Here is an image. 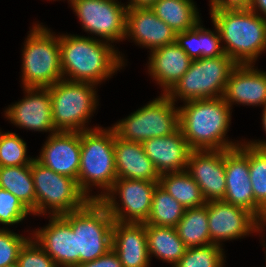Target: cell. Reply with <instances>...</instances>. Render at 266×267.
Listing matches in <instances>:
<instances>
[{
    "label": "cell",
    "mask_w": 266,
    "mask_h": 267,
    "mask_svg": "<svg viewBox=\"0 0 266 267\" xmlns=\"http://www.w3.org/2000/svg\"><path fill=\"white\" fill-rule=\"evenodd\" d=\"M224 253L223 247L216 244L189 247L174 267H224Z\"/></svg>",
    "instance_id": "cell-33"
},
{
    "label": "cell",
    "mask_w": 266,
    "mask_h": 267,
    "mask_svg": "<svg viewBox=\"0 0 266 267\" xmlns=\"http://www.w3.org/2000/svg\"><path fill=\"white\" fill-rule=\"evenodd\" d=\"M74 267H122L117 253L110 249L106 254L96 260L80 263Z\"/></svg>",
    "instance_id": "cell-38"
},
{
    "label": "cell",
    "mask_w": 266,
    "mask_h": 267,
    "mask_svg": "<svg viewBox=\"0 0 266 267\" xmlns=\"http://www.w3.org/2000/svg\"><path fill=\"white\" fill-rule=\"evenodd\" d=\"M249 174L255 199V217L266 227V148L249 144Z\"/></svg>",
    "instance_id": "cell-31"
},
{
    "label": "cell",
    "mask_w": 266,
    "mask_h": 267,
    "mask_svg": "<svg viewBox=\"0 0 266 267\" xmlns=\"http://www.w3.org/2000/svg\"><path fill=\"white\" fill-rule=\"evenodd\" d=\"M186 171L199 185L206 202L224 199L225 150H192Z\"/></svg>",
    "instance_id": "cell-16"
},
{
    "label": "cell",
    "mask_w": 266,
    "mask_h": 267,
    "mask_svg": "<svg viewBox=\"0 0 266 267\" xmlns=\"http://www.w3.org/2000/svg\"><path fill=\"white\" fill-rule=\"evenodd\" d=\"M158 184L159 182L154 181L117 178L99 201L116 222L145 223L150 215L153 192Z\"/></svg>",
    "instance_id": "cell-11"
},
{
    "label": "cell",
    "mask_w": 266,
    "mask_h": 267,
    "mask_svg": "<svg viewBox=\"0 0 266 267\" xmlns=\"http://www.w3.org/2000/svg\"><path fill=\"white\" fill-rule=\"evenodd\" d=\"M80 144L78 186L89 200H100L117 179L114 130L112 127L93 126V129L80 132ZM93 186L102 191L92 195Z\"/></svg>",
    "instance_id": "cell-4"
},
{
    "label": "cell",
    "mask_w": 266,
    "mask_h": 267,
    "mask_svg": "<svg viewBox=\"0 0 266 267\" xmlns=\"http://www.w3.org/2000/svg\"><path fill=\"white\" fill-rule=\"evenodd\" d=\"M61 216L76 235L80 263L96 260L112 249L114 219L99 200H90L83 208Z\"/></svg>",
    "instance_id": "cell-7"
},
{
    "label": "cell",
    "mask_w": 266,
    "mask_h": 267,
    "mask_svg": "<svg viewBox=\"0 0 266 267\" xmlns=\"http://www.w3.org/2000/svg\"><path fill=\"white\" fill-rule=\"evenodd\" d=\"M112 249L117 253L122 267H150L145 223L114 221Z\"/></svg>",
    "instance_id": "cell-22"
},
{
    "label": "cell",
    "mask_w": 266,
    "mask_h": 267,
    "mask_svg": "<svg viewBox=\"0 0 266 267\" xmlns=\"http://www.w3.org/2000/svg\"><path fill=\"white\" fill-rule=\"evenodd\" d=\"M27 147L18 134L0 130V167L31 164L35 158L27 155Z\"/></svg>",
    "instance_id": "cell-34"
},
{
    "label": "cell",
    "mask_w": 266,
    "mask_h": 267,
    "mask_svg": "<svg viewBox=\"0 0 266 267\" xmlns=\"http://www.w3.org/2000/svg\"><path fill=\"white\" fill-rule=\"evenodd\" d=\"M142 144L145 154L152 161L159 175L187 169L192 149L180 128L170 135L153 137Z\"/></svg>",
    "instance_id": "cell-21"
},
{
    "label": "cell",
    "mask_w": 266,
    "mask_h": 267,
    "mask_svg": "<svg viewBox=\"0 0 266 267\" xmlns=\"http://www.w3.org/2000/svg\"><path fill=\"white\" fill-rule=\"evenodd\" d=\"M255 64H237L231 71L223 95L225 102L247 106H266V71Z\"/></svg>",
    "instance_id": "cell-20"
},
{
    "label": "cell",
    "mask_w": 266,
    "mask_h": 267,
    "mask_svg": "<svg viewBox=\"0 0 266 267\" xmlns=\"http://www.w3.org/2000/svg\"><path fill=\"white\" fill-rule=\"evenodd\" d=\"M209 13L225 54L236 64H255L266 51V18L250 9L210 10Z\"/></svg>",
    "instance_id": "cell-3"
},
{
    "label": "cell",
    "mask_w": 266,
    "mask_h": 267,
    "mask_svg": "<svg viewBox=\"0 0 266 267\" xmlns=\"http://www.w3.org/2000/svg\"><path fill=\"white\" fill-rule=\"evenodd\" d=\"M36 194V215L60 216L83 208L90 200L77 180L60 175L36 159L31 163Z\"/></svg>",
    "instance_id": "cell-9"
},
{
    "label": "cell",
    "mask_w": 266,
    "mask_h": 267,
    "mask_svg": "<svg viewBox=\"0 0 266 267\" xmlns=\"http://www.w3.org/2000/svg\"><path fill=\"white\" fill-rule=\"evenodd\" d=\"M210 10L249 9L251 0H209Z\"/></svg>",
    "instance_id": "cell-39"
},
{
    "label": "cell",
    "mask_w": 266,
    "mask_h": 267,
    "mask_svg": "<svg viewBox=\"0 0 266 267\" xmlns=\"http://www.w3.org/2000/svg\"><path fill=\"white\" fill-rule=\"evenodd\" d=\"M263 112H262V123L261 124H263L262 126V128H263V130L265 131V134H266V106H264V108H263V110H262ZM246 142L248 143V144H251L252 146H255V147H260V148H266V140H246Z\"/></svg>",
    "instance_id": "cell-41"
},
{
    "label": "cell",
    "mask_w": 266,
    "mask_h": 267,
    "mask_svg": "<svg viewBox=\"0 0 266 267\" xmlns=\"http://www.w3.org/2000/svg\"><path fill=\"white\" fill-rule=\"evenodd\" d=\"M70 5L84 32L112 44L124 40L128 7L121 1L73 0Z\"/></svg>",
    "instance_id": "cell-12"
},
{
    "label": "cell",
    "mask_w": 266,
    "mask_h": 267,
    "mask_svg": "<svg viewBox=\"0 0 266 267\" xmlns=\"http://www.w3.org/2000/svg\"><path fill=\"white\" fill-rule=\"evenodd\" d=\"M201 21L190 30L176 33L175 43L191 58H211L226 55L217 27L209 30L201 25Z\"/></svg>",
    "instance_id": "cell-25"
},
{
    "label": "cell",
    "mask_w": 266,
    "mask_h": 267,
    "mask_svg": "<svg viewBox=\"0 0 266 267\" xmlns=\"http://www.w3.org/2000/svg\"><path fill=\"white\" fill-rule=\"evenodd\" d=\"M205 206L212 244L223 247L225 241L241 239L255 232L262 235L266 229L251 212L224 200L208 201Z\"/></svg>",
    "instance_id": "cell-13"
},
{
    "label": "cell",
    "mask_w": 266,
    "mask_h": 267,
    "mask_svg": "<svg viewBox=\"0 0 266 267\" xmlns=\"http://www.w3.org/2000/svg\"><path fill=\"white\" fill-rule=\"evenodd\" d=\"M159 185L185 209L201 207L206 203L199 185L186 170L161 174Z\"/></svg>",
    "instance_id": "cell-29"
},
{
    "label": "cell",
    "mask_w": 266,
    "mask_h": 267,
    "mask_svg": "<svg viewBox=\"0 0 266 267\" xmlns=\"http://www.w3.org/2000/svg\"><path fill=\"white\" fill-rule=\"evenodd\" d=\"M166 94L117 121L112 128L122 140L143 143L153 137L174 133L179 128V109Z\"/></svg>",
    "instance_id": "cell-10"
},
{
    "label": "cell",
    "mask_w": 266,
    "mask_h": 267,
    "mask_svg": "<svg viewBox=\"0 0 266 267\" xmlns=\"http://www.w3.org/2000/svg\"><path fill=\"white\" fill-rule=\"evenodd\" d=\"M96 87V84L90 82L66 79L48 87L56 131L82 132L93 129L87 123L91 122L90 119L99 106Z\"/></svg>",
    "instance_id": "cell-6"
},
{
    "label": "cell",
    "mask_w": 266,
    "mask_h": 267,
    "mask_svg": "<svg viewBox=\"0 0 266 267\" xmlns=\"http://www.w3.org/2000/svg\"><path fill=\"white\" fill-rule=\"evenodd\" d=\"M25 97L9 105L4 116L13 125L38 132H57L52 118V103L48 88L23 87Z\"/></svg>",
    "instance_id": "cell-14"
},
{
    "label": "cell",
    "mask_w": 266,
    "mask_h": 267,
    "mask_svg": "<svg viewBox=\"0 0 266 267\" xmlns=\"http://www.w3.org/2000/svg\"><path fill=\"white\" fill-rule=\"evenodd\" d=\"M114 159L117 178L159 182L160 175L145 154L143 144L122 140L114 132Z\"/></svg>",
    "instance_id": "cell-24"
},
{
    "label": "cell",
    "mask_w": 266,
    "mask_h": 267,
    "mask_svg": "<svg viewBox=\"0 0 266 267\" xmlns=\"http://www.w3.org/2000/svg\"><path fill=\"white\" fill-rule=\"evenodd\" d=\"M32 213L9 191L0 188V224L15 225Z\"/></svg>",
    "instance_id": "cell-36"
},
{
    "label": "cell",
    "mask_w": 266,
    "mask_h": 267,
    "mask_svg": "<svg viewBox=\"0 0 266 267\" xmlns=\"http://www.w3.org/2000/svg\"><path fill=\"white\" fill-rule=\"evenodd\" d=\"M52 1V0H51ZM53 1H56V0H53ZM73 0H68L69 4L72 2Z\"/></svg>",
    "instance_id": "cell-44"
},
{
    "label": "cell",
    "mask_w": 266,
    "mask_h": 267,
    "mask_svg": "<svg viewBox=\"0 0 266 267\" xmlns=\"http://www.w3.org/2000/svg\"><path fill=\"white\" fill-rule=\"evenodd\" d=\"M157 0H128L127 7H151Z\"/></svg>",
    "instance_id": "cell-42"
},
{
    "label": "cell",
    "mask_w": 266,
    "mask_h": 267,
    "mask_svg": "<svg viewBox=\"0 0 266 267\" xmlns=\"http://www.w3.org/2000/svg\"><path fill=\"white\" fill-rule=\"evenodd\" d=\"M17 263L19 267H58L32 237L21 248Z\"/></svg>",
    "instance_id": "cell-37"
},
{
    "label": "cell",
    "mask_w": 266,
    "mask_h": 267,
    "mask_svg": "<svg viewBox=\"0 0 266 267\" xmlns=\"http://www.w3.org/2000/svg\"><path fill=\"white\" fill-rule=\"evenodd\" d=\"M175 228L187 248L212 244L209 234L208 212L205 205L185 209L183 217Z\"/></svg>",
    "instance_id": "cell-30"
},
{
    "label": "cell",
    "mask_w": 266,
    "mask_h": 267,
    "mask_svg": "<svg viewBox=\"0 0 266 267\" xmlns=\"http://www.w3.org/2000/svg\"><path fill=\"white\" fill-rule=\"evenodd\" d=\"M150 258L155 257L174 267L184 256L186 246L175 227L145 224Z\"/></svg>",
    "instance_id": "cell-26"
},
{
    "label": "cell",
    "mask_w": 266,
    "mask_h": 267,
    "mask_svg": "<svg viewBox=\"0 0 266 267\" xmlns=\"http://www.w3.org/2000/svg\"><path fill=\"white\" fill-rule=\"evenodd\" d=\"M80 154V132L57 131L48 135L34 158L54 172L78 180Z\"/></svg>",
    "instance_id": "cell-19"
},
{
    "label": "cell",
    "mask_w": 266,
    "mask_h": 267,
    "mask_svg": "<svg viewBox=\"0 0 266 267\" xmlns=\"http://www.w3.org/2000/svg\"><path fill=\"white\" fill-rule=\"evenodd\" d=\"M59 44L61 71L66 80L98 85L126 64L114 44L97 37L61 34Z\"/></svg>",
    "instance_id": "cell-1"
},
{
    "label": "cell",
    "mask_w": 266,
    "mask_h": 267,
    "mask_svg": "<svg viewBox=\"0 0 266 267\" xmlns=\"http://www.w3.org/2000/svg\"><path fill=\"white\" fill-rule=\"evenodd\" d=\"M184 212L185 208L158 184L153 192L152 207L145 224L176 227Z\"/></svg>",
    "instance_id": "cell-32"
},
{
    "label": "cell",
    "mask_w": 266,
    "mask_h": 267,
    "mask_svg": "<svg viewBox=\"0 0 266 267\" xmlns=\"http://www.w3.org/2000/svg\"><path fill=\"white\" fill-rule=\"evenodd\" d=\"M49 223L33 230L31 237L54 260L58 267H74L80 264L76 235L71 225L60 216H48Z\"/></svg>",
    "instance_id": "cell-18"
},
{
    "label": "cell",
    "mask_w": 266,
    "mask_h": 267,
    "mask_svg": "<svg viewBox=\"0 0 266 267\" xmlns=\"http://www.w3.org/2000/svg\"><path fill=\"white\" fill-rule=\"evenodd\" d=\"M179 109V128L192 150H228L242 141L226 137L232 109L223 97L183 102Z\"/></svg>",
    "instance_id": "cell-2"
},
{
    "label": "cell",
    "mask_w": 266,
    "mask_h": 267,
    "mask_svg": "<svg viewBox=\"0 0 266 267\" xmlns=\"http://www.w3.org/2000/svg\"><path fill=\"white\" fill-rule=\"evenodd\" d=\"M249 9L257 15L266 18V0H251Z\"/></svg>",
    "instance_id": "cell-40"
},
{
    "label": "cell",
    "mask_w": 266,
    "mask_h": 267,
    "mask_svg": "<svg viewBox=\"0 0 266 267\" xmlns=\"http://www.w3.org/2000/svg\"><path fill=\"white\" fill-rule=\"evenodd\" d=\"M31 238L15 233L8 227L0 228V267L17 263L19 252Z\"/></svg>",
    "instance_id": "cell-35"
},
{
    "label": "cell",
    "mask_w": 266,
    "mask_h": 267,
    "mask_svg": "<svg viewBox=\"0 0 266 267\" xmlns=\"http://www.w3.org/2000/svg\"><path fill=\"white\" fill-rule=\"evenodd\" d=\"M236 65L227 55L192 60L189 69L166 95L176 103L223 97Z\"/></svg>",
    "instance_id": "cell-8"
},
{
    "label": "cell",
    "mask_w": 266,
    "mask_h": 267,
    "mask_svg": "<svg viewBox=\"0 0 266 267\" xmlns=\"http://www.w3.org/2000/svg\"><path fill=\"white\" fill-rule=\"evenodd\" d=\"M126 38L151 52L175 43L176 33L150 7H128L124 39Z\"/></svg>",
    "instance_id": "cell-17"
},
{
    "label": "cell",
    "mask_w": 266,
    "mask_h": 267,
    "mask_svg": "<svg viewBox=\"0 0 266 267\" xmlns=\"http://www.w3.org/2000/svg\"><path fill=\"white\" fill-rule=\"evenodd\" d=\"M0 188L17 197L36 216V194L31 172V164L0 167Z\"/></svg>",
    "instance_id": "cell-28"
},
{
    "label": "cell",
    "mask_w": 266,
    "mask_h": 267,
    "mask_svg": "<svg viewBox=\"0 0 266 267\" xmlns=\"http://www.w3.org/2000/svg\"><path fill=\"white\" fill-rule=\"evenodd\" d=\"M34 23L22 50V87L48 88L63 79L59 35Z\"/></svg>",
    "instance_id": "cell-5"
},
{
    "label": "cell",
    "mask_w": 266,
    "mask_h": 267,
    "mask_svg": "<svg viewBox=\"0 0 266 267\" xmlns=\"http://www.w3.org/2000/svg\"><path fill=\"white\" fill-rule=\"evenodd\" d=\"M5 267H19V264L15 263V264H12V265H9V266H5Z\"/></svg>",
    "instance_id": "cell-43"
},
{
    "label": "cell",
    "mask_w": 266,
    "mask_h": 267,
    "mask_svg": "<svg viewBox=\"0 0 266 267\" xmlns=\"http://www.w3.org/2000/svg\"><path fill=\"white\" fill-rule=\"evenodd\" d=\"M148 74L167 94L189 69L191 58L184 50L172 43L149 53Z\"/></svg>",
    "instance_id": "cell-23"
},
{
    "label": "cell",
    "mask_w": 266,
    "mask_h": 267,
    "mask_svg": "<svg viewBox=\"0 0 266 267\" xmlns=\"http://www.w3.org/2000/svg\"><path fill=\"white\" fill-rule=\"evenodd\" d=\"M150 8L175 33L193 29L202 21L193 0H157Z\"/></svg>",
    "instance_id": "cell-27"
},
{
    "label": "cell",
    "mask_w": 266,
    "mask_h": 267,
    "mask_svg": "<svg viewBox=\"0 0 266 267\" xmlns=\"http://www.w3.org/2000/svg\"><path fill=\"white\" fill-rule=\"evenodd\" d=\"M242 141L239 146L225 150L226 191L223 200L255 216V199L249 174V144Z\"/></svg>",
    "instance_id": "cell-15"
}]
</instances>
